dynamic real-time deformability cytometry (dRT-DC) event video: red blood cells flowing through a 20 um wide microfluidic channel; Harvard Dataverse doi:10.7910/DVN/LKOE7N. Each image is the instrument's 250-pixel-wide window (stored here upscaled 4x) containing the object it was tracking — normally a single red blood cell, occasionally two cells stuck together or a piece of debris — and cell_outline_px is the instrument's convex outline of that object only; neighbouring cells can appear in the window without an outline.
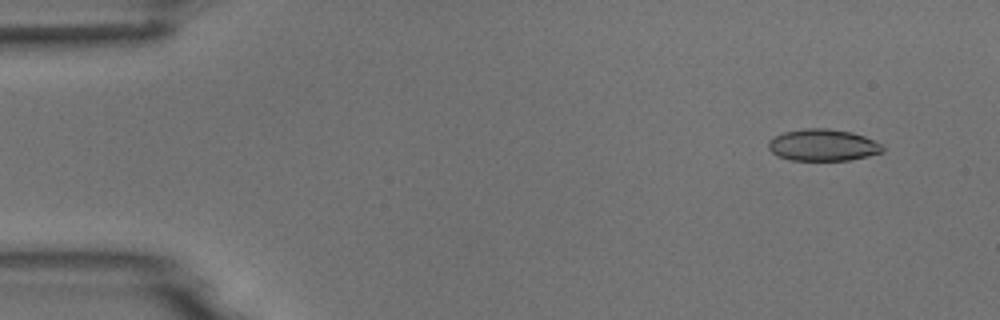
{"species": "common noctule bat (a hibernating species)", "species_latin": "Nyctalus noctula", "temperature_condition": "room temperature", "stored_images_in_passage": 5, "camera_frame_rate_fps": 3000, "um_per_image_px": 0.085, "animal": {"sex": "male", "body_mass_g": 18.8}, "frame": {"image": 1, "passage_image": 2, "time_ms": 1.333, "image_size_px": [1000, 320], "cell_outline_px": [[884, 152], [868, 156], [848, 160], [788, 160], [776, 156], [768, 148], [768, 140], [784, 132], [804, 128], [828, 128], [852, 132], [864, 136], [880, 144], [884, 148]], "centroid_in_image_um": [69.92, 12.33], "position_along_channel_um": 15.1, "area_um2": 21.21}}
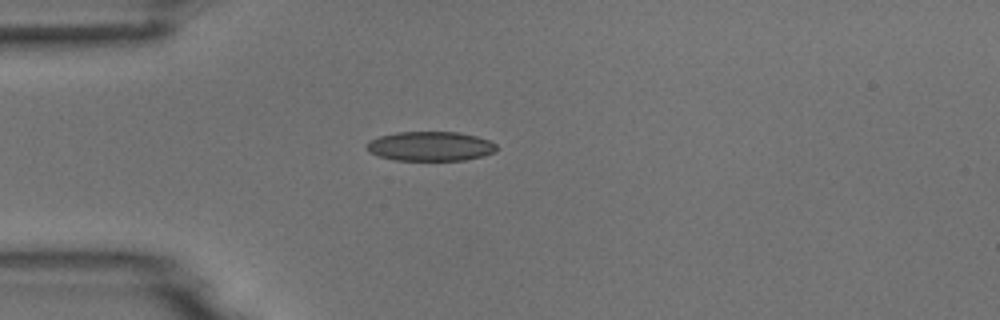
{"frame": {"image": 2, "passage_image": 5, "time_ms": 4.667, "image_size_px": [1000, 320], "cell_outline_px": [[496, 152], [484, 156], [464, 160], [396, 160], [380, 156], [368, 152], [364, 144], [368, 140], [380, 136], [396, 132], [460, 132], [476, 136], [488, 140], [496, 144]], "centroid_in_image_um": [36.56, 12.43], "position_along_channel_um": 48.4, "area_um2": 22.43}}